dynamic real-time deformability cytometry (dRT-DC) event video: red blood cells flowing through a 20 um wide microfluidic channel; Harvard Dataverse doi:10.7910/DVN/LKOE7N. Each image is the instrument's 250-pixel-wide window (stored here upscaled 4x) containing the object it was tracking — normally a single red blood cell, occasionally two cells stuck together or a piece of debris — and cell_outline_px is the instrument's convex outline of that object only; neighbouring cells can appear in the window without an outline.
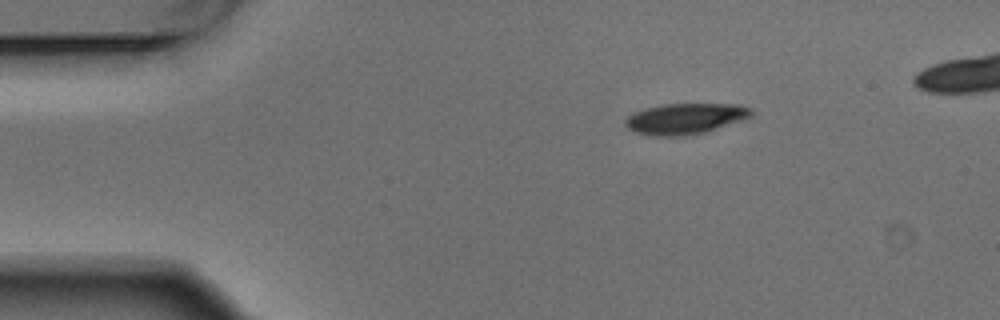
{"species": "Egyptian fruit bat (a non-hibernating species)", "species_latin": "Rousettus aegyptiacus", "temperature_condition": "warm", "stored_images_in_passage": 4, "camera_frame_rate_fps": 3000, "um_per_image_px": 0.085, "animal": {"sex": "male"}, "frame": {"image": 1, "passage_image": 1, "time_ms": 0.0, "image_size_px": [1000, 320], "cell_outline_px": [[752, 116], [744, 120], [704, 132], [684, 136], [656, 136], [636, 132], [628, 128], [624, 124], [624, 120], [632, 112], [644, 108], [660, 104], [740, 104], [752, 108]], "centroid_in_image_um": [58.24, 10.07], "position_along_channel_um": 26.8, "area_um2": 22.83}}